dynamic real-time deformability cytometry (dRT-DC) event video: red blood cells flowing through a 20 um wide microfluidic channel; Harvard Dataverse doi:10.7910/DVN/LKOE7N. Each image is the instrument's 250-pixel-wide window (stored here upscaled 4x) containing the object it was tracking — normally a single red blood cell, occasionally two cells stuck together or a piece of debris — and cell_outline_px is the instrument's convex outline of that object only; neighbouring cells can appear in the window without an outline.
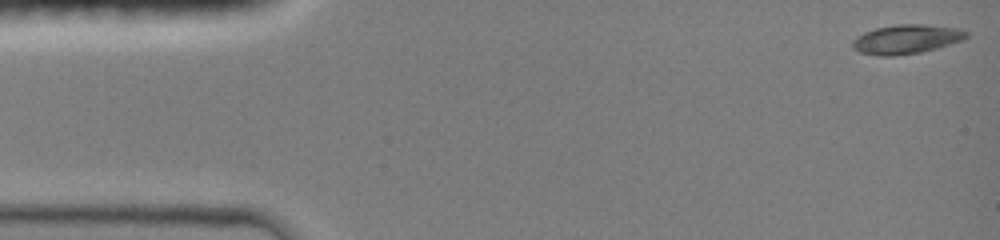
{"species": "common noctule bat (a hibernating species)", "species_latin": "Nyctalus noctula", "temperature_condition": "room temperature", "stored_images_in_passage": 40, "camera_frame_rate_fps": 3000, "um_per_image_px": 0.085, "animal": {"sex": "female", "body_mass_g": 19.0, "forearm_length_mm": 51.5}, "frame": {"image": 1, "passage_image": 1, "time_ms": 0.0, "image_size_px": [1000, 240], "cell_outline_px": [[968, 36], [964, 40], [936, 48], [920, 52], [896, 56], [876, 56], [860, 52], [852, 48], [852, 40], [856, 36], [864, 32], [876, 28], [896, 24], [920, 24], [956, 28], [968, 32]], "centroid_in_image_um": [77.0, 3.34], "position_along_channel_um": 8.0, "area_um2": 19.42}}
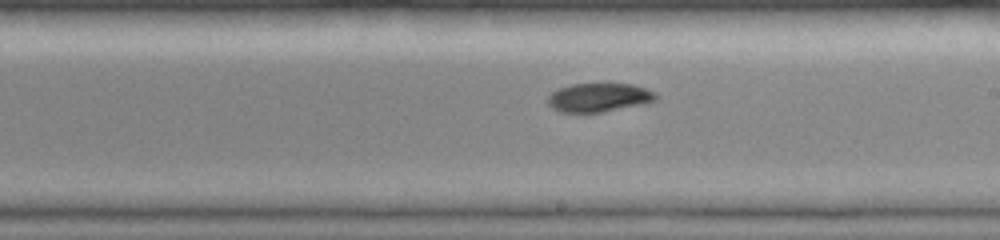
{"frame": {"image": 2, "passage_image": 23, "time_ms": 8.333, "image_size_px": [1000, 240], "cell_outline_px": [[656, 100], [644, 104], [600, 112], [560, 112], [552, 108], [548, 104], [548, 96], [552, 92], [560, 88], [572, 84], [632, 84], [644, 88], [652, 92], [656, 96]], "centroid_in_image_um": [50.87, 8.29], "position_along_channel_um": 238.1, "area_um2": 17.8}}
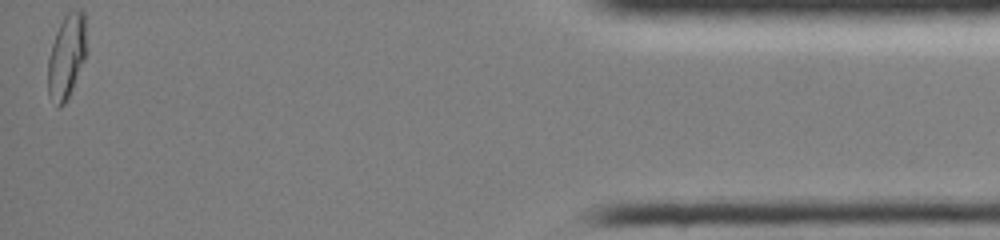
{"frame": {"image": 3, "passage_image": 40, "time_ms": 14.667, "image_size_px": [1000, 240], "cell_outline_px": [[88, 52], [72, 88], [64, 104], [60, 108], [56, 108], [48, 96], [48, 56], [56, 32], [64, 16], [68, 12], [84, 12]], "centroid_in_image_um": [5.66, 4.84], "position_along_channel_um": 429.5, "area_um2": 19.07}, "authors_computed_cell_mechanics": {"area_um2": 18.5827, "velocity_mm_per_s": 4.1702, "shape_relaxation_time_tau1_ms": 10.7392, "shape_relaxation_time_tau2_ms": 9.3391, "deformation_change_tau1": 0.2884, "deformation_change_tau2": 0.0909}}